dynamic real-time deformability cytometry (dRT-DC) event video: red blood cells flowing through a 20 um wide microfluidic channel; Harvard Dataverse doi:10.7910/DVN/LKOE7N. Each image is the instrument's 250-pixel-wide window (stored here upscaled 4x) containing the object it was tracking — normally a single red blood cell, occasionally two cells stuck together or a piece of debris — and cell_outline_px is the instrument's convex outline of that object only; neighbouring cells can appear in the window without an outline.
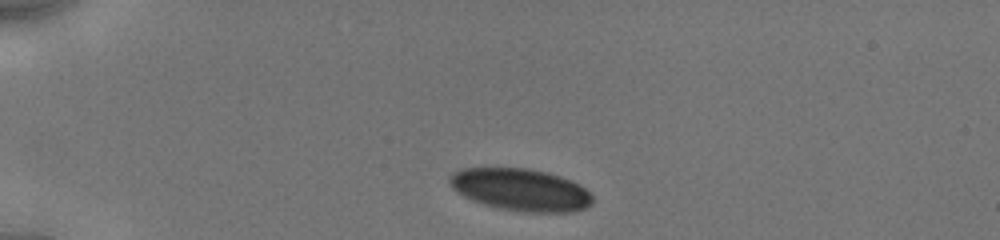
{"species": "human", "species_latin": "Homo sapiens", "temperature_condition": "cold", "stored_images_in_passage": 2, "camera_frame_rate_fps": 3000, "um_per_image_px": 0.085, "donor": {"sex": "male"}, "frame": {"image": 1, "passage_image": 1, "time_ms": 0.0, "image_size_px": [1000, 240], "cell_outline_px": [[592, 204], [576, 212], [520, 212], [500, 208], [484, 204], [472, 200], [464, 196], [452, 188], [448, 180], [448, 176], [452, 172], [464, 168], [524, 168], [544, 172], [560, 176], [580, 184], [592, 196]], "centroid_in_image_um": [44.24, 16.13], "position_along_channel_um": 40.8, "area_um2": 35.14}}